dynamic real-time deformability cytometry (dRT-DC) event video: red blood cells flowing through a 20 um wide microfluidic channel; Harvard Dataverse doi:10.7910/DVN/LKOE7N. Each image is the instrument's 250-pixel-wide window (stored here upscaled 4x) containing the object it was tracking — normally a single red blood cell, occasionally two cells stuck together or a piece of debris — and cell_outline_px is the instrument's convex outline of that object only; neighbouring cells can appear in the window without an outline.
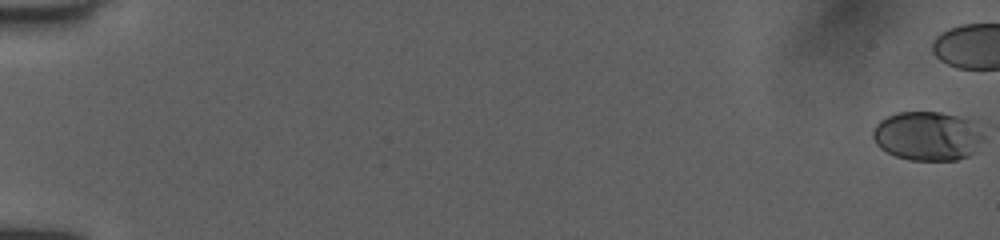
{"species": "human", "species_latin": "Homo sapiens", "temperature_condition": "room temperature", "stored_images_in_passage": 44, "camera_frame_rate_fps": 3000, "um_per_image_px": 0.085, "donor": {"sex": "female"}, "frame": {"image": 1, "passage_image": 1, "time_ms": 0.0, "image_size_px": [1000, 240], "cell_outline_px": [[984, 140], [976, 152], [968, 156], [956, 160], [908, 160], [896, 156], [880, 148], [876, 144], [872, 136], [872, 132], [876, 124], [880, 120], [896, 112], [940, 112], [976, 120], [984, 136]], "centroid_in_image_um": [78.89, 11.55], "position_along_channel_um": 6.1, "area_um2": 32.25}}
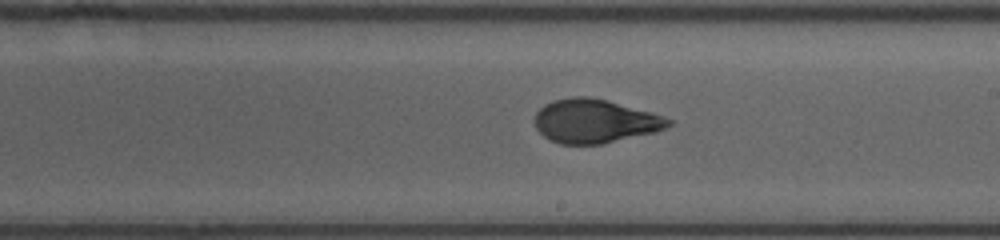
{"frame": {"image": 2, "passage_image": 33, "time_ms": 10.667, "image_size_px": [1000, 240], "cell_outline_px": [[672, 124], [656, 132], [600, 144], [560, 144], [548, 140], [536, 128], [532, 120], [536, 112], [544, 104], [552, 100], [572, 96], [588, 96], [608, 100], [652, 112], [664, 116], [672, 120]], "centroid_in_image_um": [50.53, 10.28], "position_along_channel_um": 238.5, "area_um2": 34.45}}
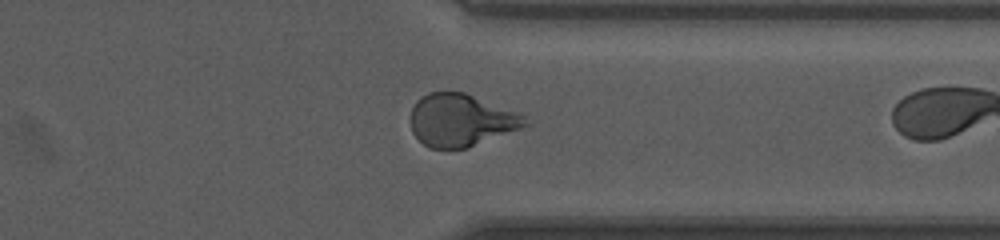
{"frame": {"image": 3, "passage_image": 43, "time_ms": 14.0, "image_size_px": [1000, 240], "cell_outline_px": [[532, 124], [468, 148], [428, 148], [412, 132], [408, 120], [412, 108], [416, 100], [420, 96], [428, 92], [464, 92], [524, 116]], "centroid_in_image_um": [39.13, 10.22], "position_along_channel_um": 372.3, "area_um2": 34.97}}